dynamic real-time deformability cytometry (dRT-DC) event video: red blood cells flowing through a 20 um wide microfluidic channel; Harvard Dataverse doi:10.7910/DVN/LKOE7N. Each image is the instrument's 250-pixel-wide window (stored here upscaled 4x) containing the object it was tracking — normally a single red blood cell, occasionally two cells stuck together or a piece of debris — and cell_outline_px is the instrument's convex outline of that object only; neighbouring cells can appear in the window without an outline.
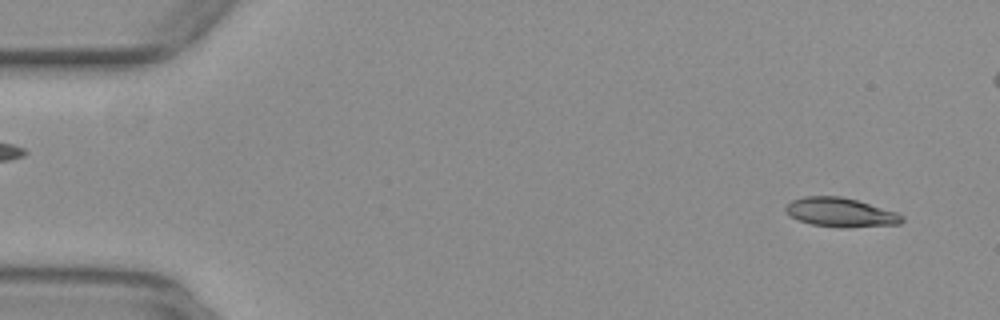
{"species": "common noctule bat (a hibernating species)", "species_latin": "Nyctalus noctula", "temperature_condition": "warm", "stored_images_in_passage": 48, "camera_frame_rate_fps": 3000, "um_per_image_px": 0.085, "animal": {"sex": "female", "body_mass_g": 29.2, "forearm_length_mm": 56.3}, "frame": {"image": 1, "passage_image": 3, "time_ms": 0.667, "image_size_px": [1000, 320], "cell_outline_px": [[904, 220], [900, 224], [848, 228], [840, 228], [812, 224], [800, 220], [792, 216], [784, 208], [792, 200], [804, 196], [840, 196], [856, 200], [896, 212], [904, 216]], "centroid_in_image_um": [71.48, 18.06], "position_along_channel_um": 13.5, "area_um2": 19.59}}
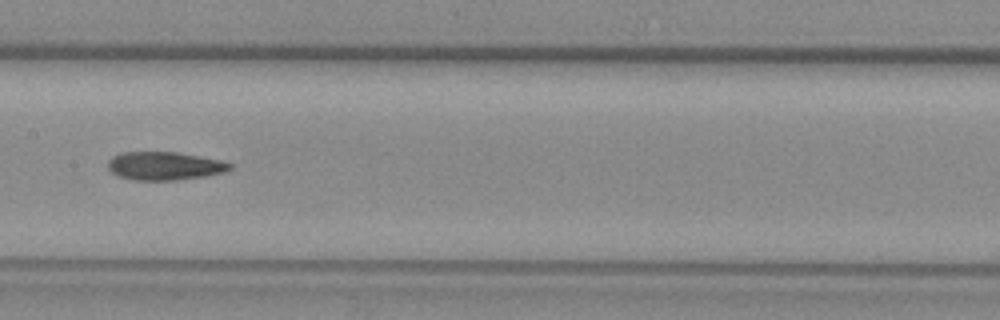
{"frame": {"image": 2, "passage_image": 26, "time_ms": 8.333, "image_size_px": [1000, 320], "cell_outline_px": [[232, 168], [224, 172], [204, 176], [176, 180], [132, 180], [116, 176], [108, 168], [108, 160], [112, 156], [124, 152], [176, 152], [220, 160], [232, 164]], "centroid_in_image_um": [13.95, 14.11], "position_along_channel_um": 193.5, "area_um2": 20.06}}
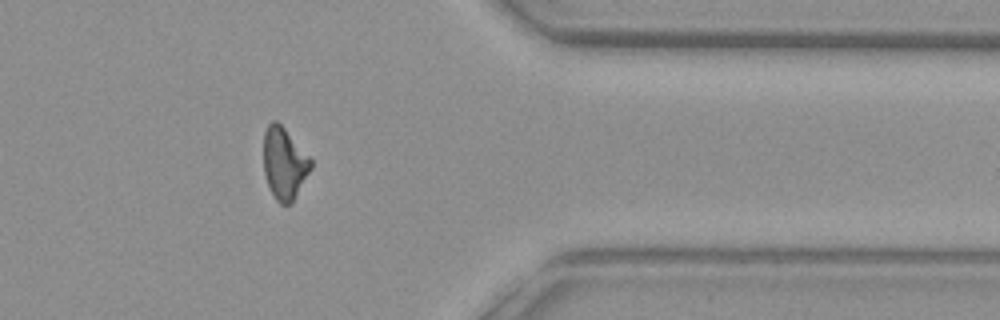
{"frame": {"image": 3, "passage_image": 42, "time_ms": 13.667, "image_size_px": [1000, 320], "cell_outline_px": [[312, 168], [292, 204], [280, 204], [276, 200], [268, 184], [264, 172], [264, 132], [268, 124], [272, 120], [276, 120], [284, 128], [312, 160]], "centroid_in_image_um": [24.17, 13.9], "position_along_channel_um": 387.2, "area_um2": 19.65}}